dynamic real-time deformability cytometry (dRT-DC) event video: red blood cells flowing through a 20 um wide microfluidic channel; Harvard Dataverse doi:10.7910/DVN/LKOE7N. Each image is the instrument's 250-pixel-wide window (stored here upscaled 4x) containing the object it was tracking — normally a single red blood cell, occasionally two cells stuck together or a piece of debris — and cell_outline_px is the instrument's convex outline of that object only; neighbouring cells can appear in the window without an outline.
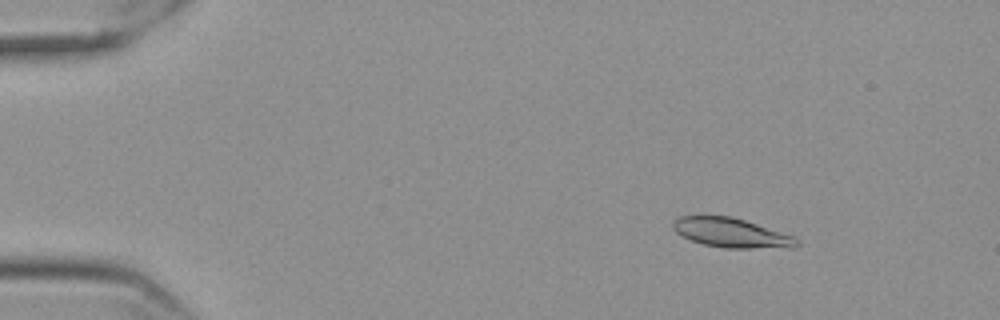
{"species": "Egyptian fruit bat (a non-hibernating species)", "species_latin": "Rousettus aegyptiacus", "temperature_condition": "cold", "stored_images_in_passage": 57, "camera_frame_rate_fps": 3000, "um_per_image_px": 0.085, "frame": {"image": 1, "passage_image": 7, "time_ms": 2.0, "image_size_px": [1000, 320], "cell_outline_px": [[800, 244], [792, 248], [724, 248], [704, 244], [692, 240], [676, 232], [672, 228], [672, 220], [680, 216], [732, 216], [792, 236], [800, 240]], "centroid_in_image_um": [62.16, 19.8], "position_along_channel_um": 22.8, "area_um2": 21.04}}
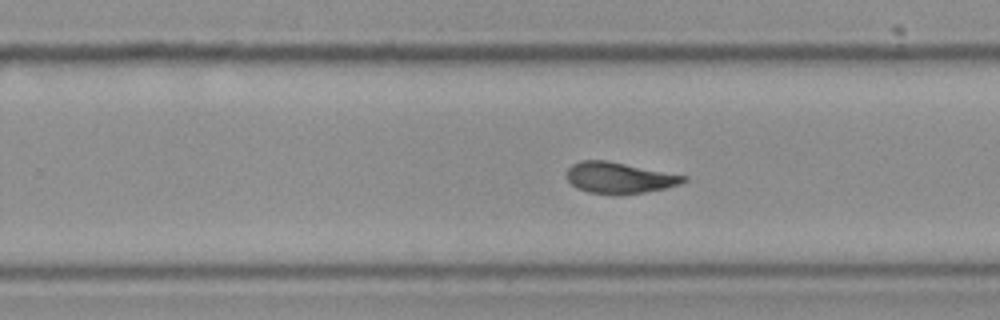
{"frame": {"image": 2, "passage_image": 36, "time_ms": 11.667, "image_size_px": [1000, 320], "cell_outline_px": [[688, 180], [680, 184], [664, 188], [644, 192], [620, 196], [612, 196], [588, 192], [576, 188], [564, 176], [568, 168], [572, 164], [580, 160], [604, 160], [688, 176]], "centroid_in_image_um": [52.6, 15.13], "position_along_channel_um": 277.2, "area_um2": 21.5}}
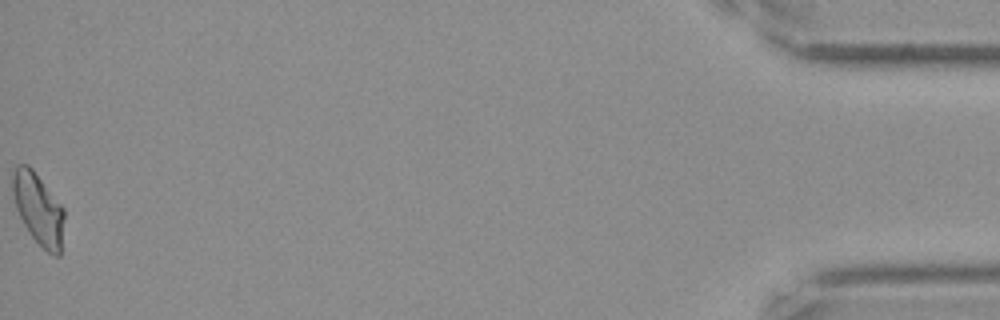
{"frame": {"image": 3, "passage_image": 57, "time_ms": 18.667, "image_size_px": [1000, 320], "cell_outline_px": [[64, 216], [60, 256], [52, 256], [28, 232], [16, 208], [12, 188], [12, 172], [16, 164], [28, 164], [32, 168], [64, 208]], "centroid_in_image_um": [3.25, 17.73], "position_along_channel_um": 431.9, "area_um2": 21.39}, "authors_computed_cell_mechanics": {"area_um2": 21.4438, "velocity_mm_per_s": 3.5457, "shape_relaxation_time_tau1_ms": 9.4022, "shape_relaxation_time_tau2_ms": 2.7366, "deformation_change_tau1": 0.1973, "deformation_change_tau2": 0.0695}}